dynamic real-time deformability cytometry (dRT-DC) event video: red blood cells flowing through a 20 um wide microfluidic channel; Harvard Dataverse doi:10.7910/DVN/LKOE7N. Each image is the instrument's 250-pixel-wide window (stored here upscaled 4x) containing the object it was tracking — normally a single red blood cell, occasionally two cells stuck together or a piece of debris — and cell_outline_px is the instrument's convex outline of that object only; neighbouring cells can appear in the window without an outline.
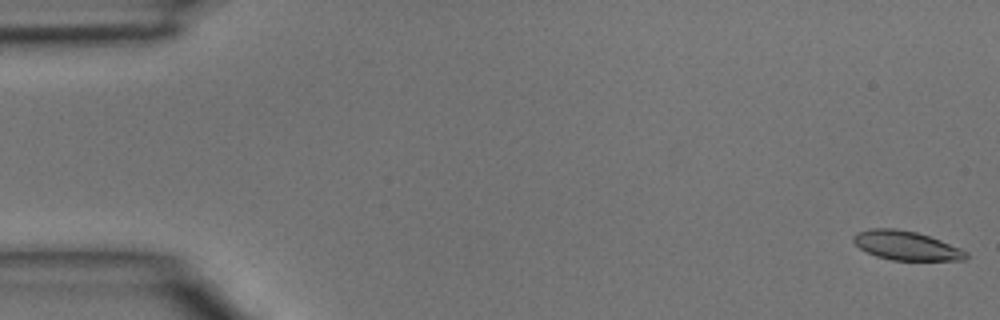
{"species": "common noctule bat (a hibernating species)", "species_latin": "Nyctalus noctula", "temperature_condition": "room temperature", "stored_images_in_passage": 5, "camera_frame_rate_fps": 3000, "um_per_image_px": 0.085, "animal": {"sex": "male", "body_mass_g": 15.6}, "frame": {"image": 1, "passage_image": 1, "time_ms": 0.0, "image_size_px": [1000, 320], "cell_outline_px": [[968, 256], [964, 260], [892, 260], [876, 256], [860, 248], [852, 240], [852, 236], [856, 232], [872, 228], [896, 228], [916, 232], [940, 240], [960, 248], [968, 252]], "centroid_in_image_um": [77.01, 20.87], "position_along_channel_um": 8.0, "area_um2": 19.02}}
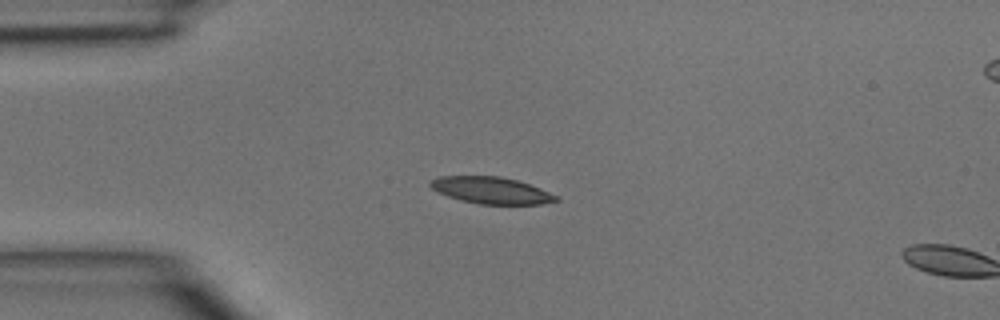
{"frame": {"image": 2, "passage_image": 4, "time_ms": 1.0, "image_size_px": [1000, 320], "cell_outline_px": [[560, 200], [540, 204], [480, 204], [460, 200], [436, 192], [428, 184], [436, 176], [500, 176], [516, 180], [540, 188], [556, 196]], "centroid_in_image_um": [41.7, 16.17], "position_along_channel_um": 43.3, "area_um2": 19.48}}